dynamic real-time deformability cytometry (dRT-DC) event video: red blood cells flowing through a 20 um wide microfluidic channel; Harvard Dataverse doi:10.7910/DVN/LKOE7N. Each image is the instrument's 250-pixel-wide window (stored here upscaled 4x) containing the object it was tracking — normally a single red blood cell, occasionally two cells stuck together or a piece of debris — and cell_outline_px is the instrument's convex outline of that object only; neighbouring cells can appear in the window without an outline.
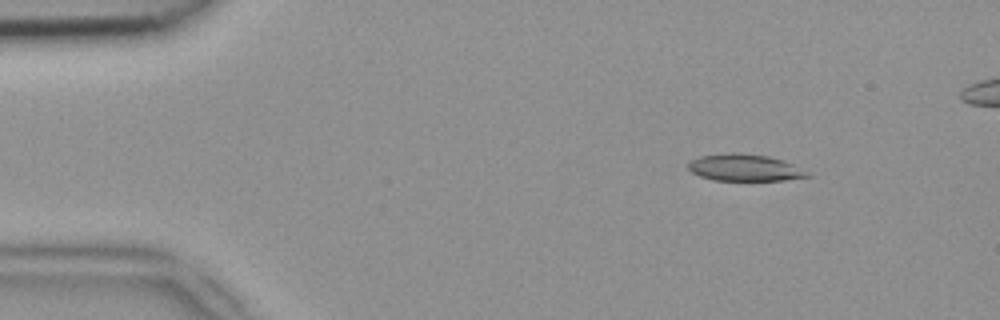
{"species": "common noctule bat (a hibernating species)", "species_latin": "Nyctalus noctula", "temperature_condition": "room temperature", "stored_images_in_passage": 47, "camera_frame_rate_fps": 3000, "um_per_image_px": 0.085, "animal": {"sex": "female", "body_mass_g": 18.4}, "frame": {"image": 1, "passage_image": 6, "time_ms": 1.667, "image_size_px": [1000, 320], "cell_outline_px": [[812, 176], [784, 180], [712, 180], [700, 176], [692, 172], [688, 168], [688, 164], [692, 160], [700, 156], [732, 152], [740, 152], [768, 156], [784, 160], [808, 172]], "centroid_in_image_um": [63.3, 14.24], "position_along_channel_um": 21.7, "area_um2": 18.61}}
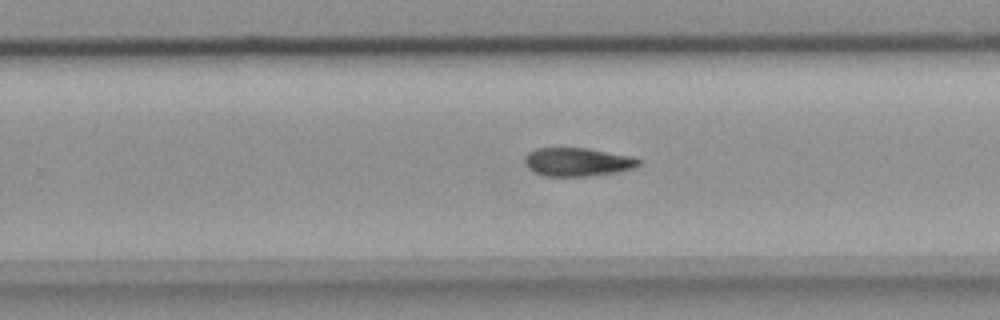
{"frame": {"image": 2, "passage_image": 31, "time_ms": 10.0, "image_size_px": [1000, 320], "cell_outline_px": [[640, 164], [632, 168], [620, 172], [588, 176], [544, 176], [528, 168], [524, 164], [524, 156], [528, 152], [536, 148], [584, 148], [628, 156], [640, 160]], "centroid_in_image_um": [49.02, 13.77], "position_along_channel_um": 280.8, "area_um2": 18.73}}
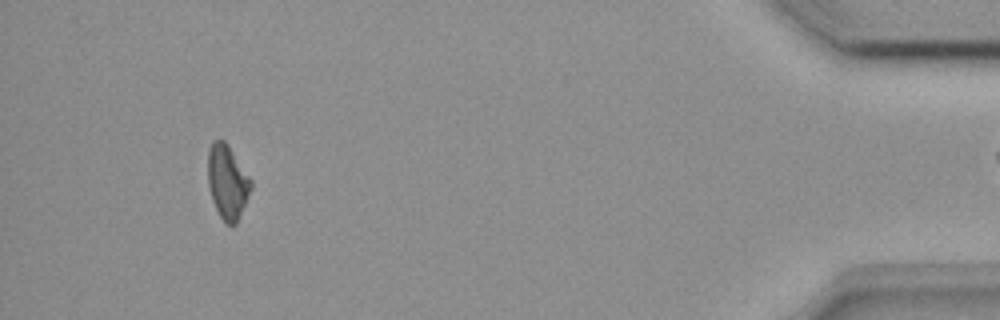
{"frame": {"image": 3, "passage_image": 46, "time_ms": 15.0, "image_size_px": [1000, 320], "cell_outline_px": [[252, 188], [236, 224], [224, 224], [212, 200], [208, 184], [208, 148], [212, 140], [224, 140], [228, 144], [252, 180]], "centroid_in_image_um": [19.32, 15.44], "position_along_channel_um": 415.9, "area_um2": 18.67}}